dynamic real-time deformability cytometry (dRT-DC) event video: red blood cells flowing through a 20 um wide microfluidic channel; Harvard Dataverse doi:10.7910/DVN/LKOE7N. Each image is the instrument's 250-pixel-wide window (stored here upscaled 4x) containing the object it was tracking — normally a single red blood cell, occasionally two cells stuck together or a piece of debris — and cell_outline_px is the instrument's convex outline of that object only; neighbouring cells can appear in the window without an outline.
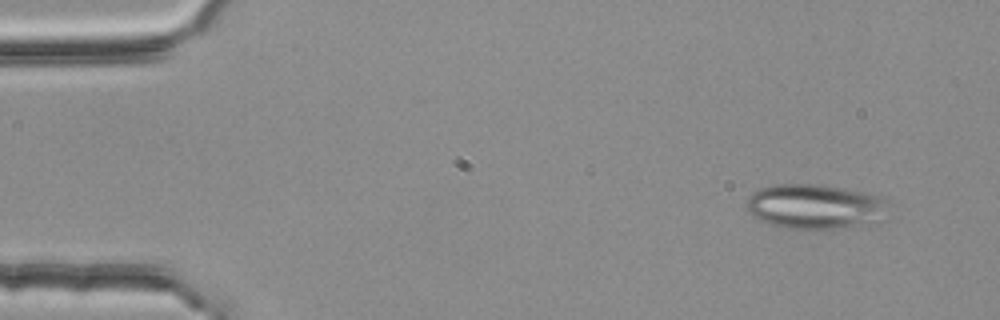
{"species": "common noctule bat (a hibernating species)", "species_latin": "Nyctalus noctula", "temperature_condition": "room temperature", "stored_images_in_passage": 3, "camera_frame_rate_fps": 3000, "um_per_image_px": 0.085, "animal": {"sex": "female", "body_mass_g": 25.1}, "frame": {"image": 1, "passage_image": 1, "time_ms": 0.0, "image_size_px": [1000, 320], "cell_outline_px": [[888, 220], [876, 228], [788, 228], [768, 224], [752, 216], [748, 212], [748, 196], [752, 192], [760, 188], [772, 184], [816, 184], [844, 188], [880, 196], [888, 200]], "centroid_in_image_um": [69.45, 17.59], "position_along_channel_um": 15.5, "area_um2": 38.44}}